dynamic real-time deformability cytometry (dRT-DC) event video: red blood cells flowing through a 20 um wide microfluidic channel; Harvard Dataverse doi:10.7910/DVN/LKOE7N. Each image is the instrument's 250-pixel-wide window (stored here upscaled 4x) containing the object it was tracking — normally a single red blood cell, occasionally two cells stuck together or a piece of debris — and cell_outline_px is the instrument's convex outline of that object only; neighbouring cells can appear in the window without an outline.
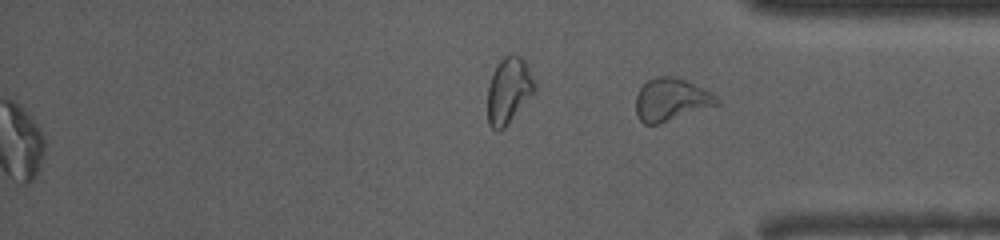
{"species": "common noctule bat (a hibernating species)", "species_latin": "Nyctalus noctula", "temperature_condition": "room temperature", "stored_images_in_passage": 41, "camera_frame_rate_fps": 3000, "um_per_image_px": 0.085, "animal": {"sex": "male", "body_mass_g": 13.0, "forearm_length_mm": 53.1}, "frame": {"image": 1, "passage_image": 41, "time_ms": 13.333, "image_size_px": [1000, 240], "cell_outline_px": [[720, 104], [656, 124], [644, 124], [640, 120], [636, 112], [636, 96], [640, 88], [648, 80], [660, 76], [672, 76], [684, 80], [712, 92], [720, 100]], "centroid_in_image_um": [57.05, 8.46], "position_along_channel_um": 378.2, "area_um2": 19.77}, "authors_computed_cell_mechanics": {"area_um2": 18.6116, "velocity_mm_per_s": 4.1046, "shape_relaxation_time_tau1_ms": 4.0606, "shape_relaxation_time_tau2_ms": 1.8686, "deformation_change_tau1": 0.1152, "deformation_change_tau2": 0.0906}}